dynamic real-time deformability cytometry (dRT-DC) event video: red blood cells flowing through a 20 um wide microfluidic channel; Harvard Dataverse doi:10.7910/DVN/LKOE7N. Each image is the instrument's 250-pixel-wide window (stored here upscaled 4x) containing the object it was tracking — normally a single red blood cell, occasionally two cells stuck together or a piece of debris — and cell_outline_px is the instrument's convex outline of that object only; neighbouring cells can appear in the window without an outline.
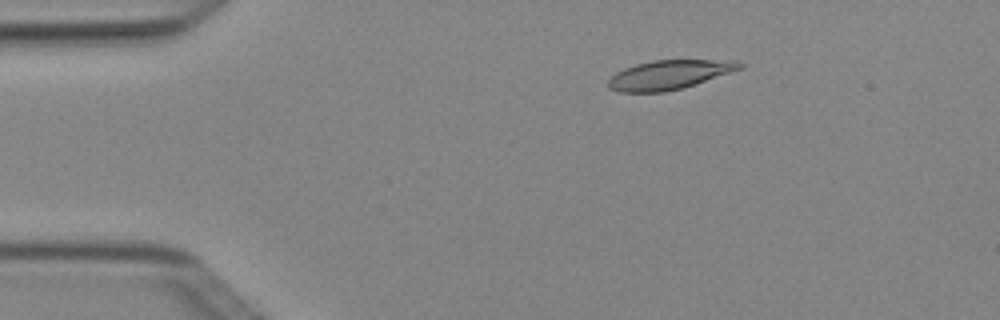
{"species": "Egyptian fruit bat (a non-hibernating species)", "species_latin": "Rousettus aegyptiacus", "temperature_condition": "cold", "stored_images_in_passage": 4, "camera_frame_rate_fps": 3000, "um_per_image_px": 0.085, "animal": {"sex": "female"}, "frame": {"image": 1, "passage_image": 2, "time_ms": 0.333, "image_size_px": [1000, 320], "cell_outline_px": [[744, 68], [684, 88], [664, 92], [620, 92], [608, 88], [608, 80], [616, 72], [624, 68], [636, 64], [652, 60], [712, 60], [744, 64]], "centroid_in_image_um": [56.83, 6.37], "position_along_channel_um": 28.2, "area_um2": 22.2}}
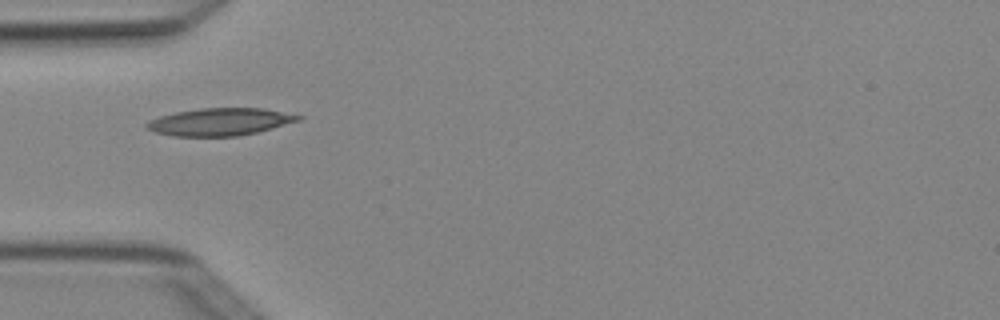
{"frame": {"image": 2, "passage_image": 4, "time_ms": 1.0, "image_size_px": [1000, 320], "cell_outline_px": [[304, 116], [300, 120], [272, 128], [240, 136], [172, 136], [156, 132], [144, 128], [144, 124], [148, 120], [160, 116], [176, 112], [200, 108], [264, 108]], "centroid_in_image_um": [18.66, 10.35], "position_along_channel_um": 66.3, "area_um2": 24.28}}